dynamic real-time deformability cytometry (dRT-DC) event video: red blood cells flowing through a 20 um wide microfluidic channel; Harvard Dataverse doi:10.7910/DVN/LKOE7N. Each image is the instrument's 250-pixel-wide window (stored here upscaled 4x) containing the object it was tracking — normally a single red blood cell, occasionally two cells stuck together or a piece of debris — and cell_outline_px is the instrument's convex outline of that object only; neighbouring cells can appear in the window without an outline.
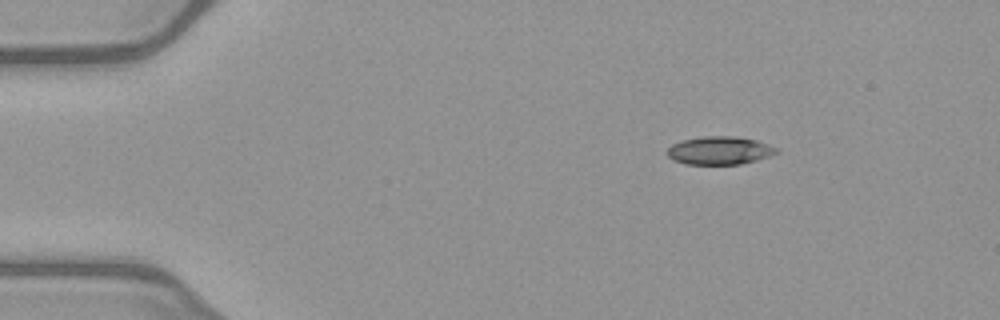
{"species": "common noctule bat (a hibernating species)", "species_latin": "Nyctalus noctula", "temperature_condition": "warm", "stored_images_in_passage": 44, "camera_frame_rate_fps": 3000, "um_per_image_px": 0.085, "animal": {"sex": "female", "body_mass_g": 21.9}, "frame": {"image": 1, "passage_image": 1, "time_ms": 0.0, "image_size_px": [1000, 320], "cell_outline_px": [[776, 152], [768, 156], [756, 160], [740, 164], [684, 164], [672, 160], [668, 156], [668, 148], [672, 144], [680, 140], [704, 136], [732, 136], [756, 140], [768, 144], [776, 148]], "centroid_in_image_um": [61.1, 12.79], "position_along_channel_um": 23.9, "area_um2": 17.74}}
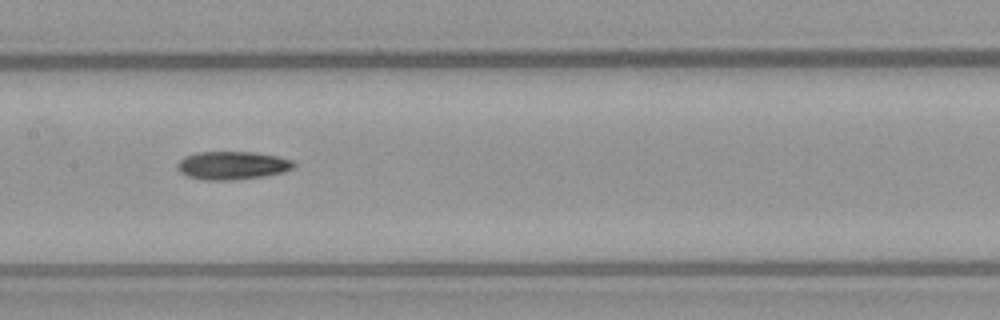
{"frame": {"image": 2, "passage_image": 19, "time_ms": 6.0, "image_size_px": [1000, 320], "cell_outline_px": [[296, 164], [292, 168], [284, 172], [264, 176], [232, 180], [204, 180], [188, 176], [180, 172], [176, 168], [176, 164], [184, 156], [196, 152], [252, 152], [276, 156], [292, 160]], "centroid_in_image_um": [19.71, 14.06], "position_along_channel_um": 187.7, "area_um2": 19.13}}
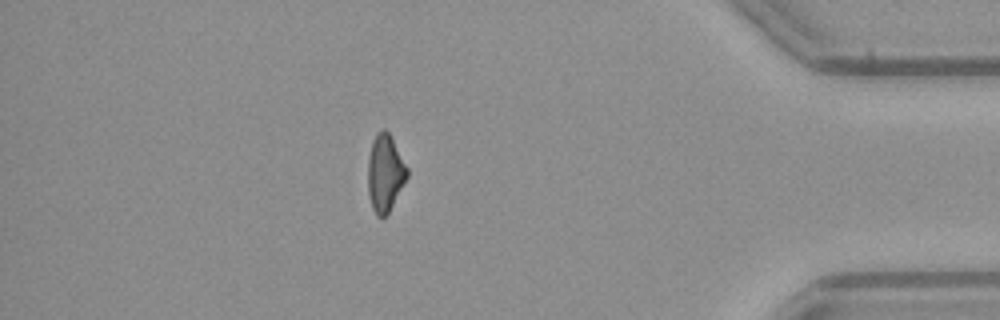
{"frame": {"image": 3, "passage_image": 38, "time_ms": 12.333, "image_size_px": [1000, 320], "cell_outline_px": [[408, 176], [388, 212], [384, 216], [376, 216], [372, 208], [368, 196], [368, 156], [372, 140], [376, 132], [380, 128], [384, 128], [388, 132], [408, 168]], "centroid_in_image_um": [32.7, 14.68], "position_along_channel_um": 402.5, "area_um2": 17.57}}